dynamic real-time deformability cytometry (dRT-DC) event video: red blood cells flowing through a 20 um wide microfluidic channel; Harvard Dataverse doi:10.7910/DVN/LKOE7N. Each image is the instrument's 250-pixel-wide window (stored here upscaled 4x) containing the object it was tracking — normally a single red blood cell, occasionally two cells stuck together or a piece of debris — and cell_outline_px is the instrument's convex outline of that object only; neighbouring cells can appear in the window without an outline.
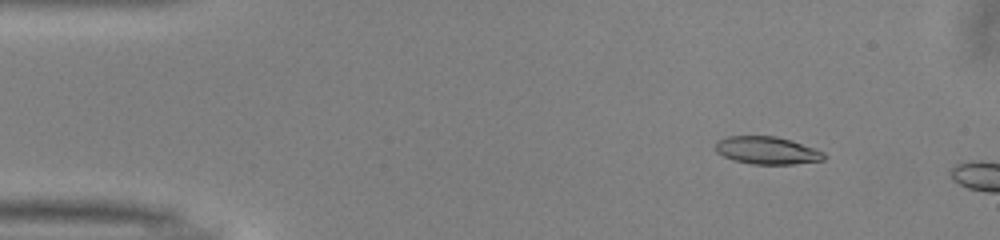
{"species": "common noctule bat (a hibernating species)", "species_latin": "Nyctalus noctula", "temperature_condition": "warm", "stored_images_in_passage": 9, "camera_frame_rate_fps": 3000, "um_per_image_px": 0.085, "animal": {"sex": "male", "body_mass_g": 13.0, "forearm_length_mm": 53.1}, "frame": {"image": 1, "passage_image": 6, "time_ms": 1.667, "image_size_px": [1000, 240], "cell_outline_px": [[824, 160], [792, 164], [752, 164], [732, 160], [716, 152], [716, 140], [728, 136], [776, 136], [824, 152]], "centroid_in_image_um": [65.13, 12.79], "position_along_channel_um": 19.9, "area_um2": 17.22}}